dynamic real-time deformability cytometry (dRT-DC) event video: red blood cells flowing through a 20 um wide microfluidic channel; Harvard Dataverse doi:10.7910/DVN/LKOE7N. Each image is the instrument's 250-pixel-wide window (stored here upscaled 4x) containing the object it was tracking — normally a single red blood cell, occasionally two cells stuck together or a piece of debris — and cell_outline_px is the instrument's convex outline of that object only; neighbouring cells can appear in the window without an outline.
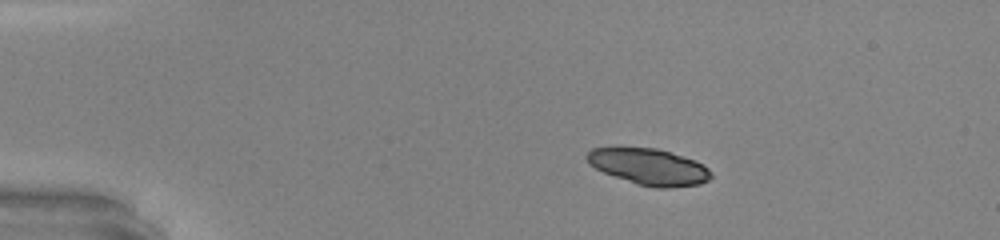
{"species": "common noctule bat (a hibernating species)", "species_latin": "Nyctalus noctula", "temperature_condition": "warm", "stored_images_in_passage": 8, "camera_frame_rate_fps": 3000, "um_per_image_px": 0.085, "animal": {"sex": "male", "body_mass_g": 20.0, "forearm_length_mm": 53.3}, "frame": {"image": 1, "passage_image": 1, "time_ms": 0.0, "image_size_px": [1000, 240], "cell_outline_px": [[704, 180], [688, 184], [648, 184], [608, 148], [640, 148], [664, 152], [700, 164], [704, 168]], "centroid_in_image_um": [56.13, 14.15], "position_along_channel_um": 28.9, "area_um2": 16.07}}